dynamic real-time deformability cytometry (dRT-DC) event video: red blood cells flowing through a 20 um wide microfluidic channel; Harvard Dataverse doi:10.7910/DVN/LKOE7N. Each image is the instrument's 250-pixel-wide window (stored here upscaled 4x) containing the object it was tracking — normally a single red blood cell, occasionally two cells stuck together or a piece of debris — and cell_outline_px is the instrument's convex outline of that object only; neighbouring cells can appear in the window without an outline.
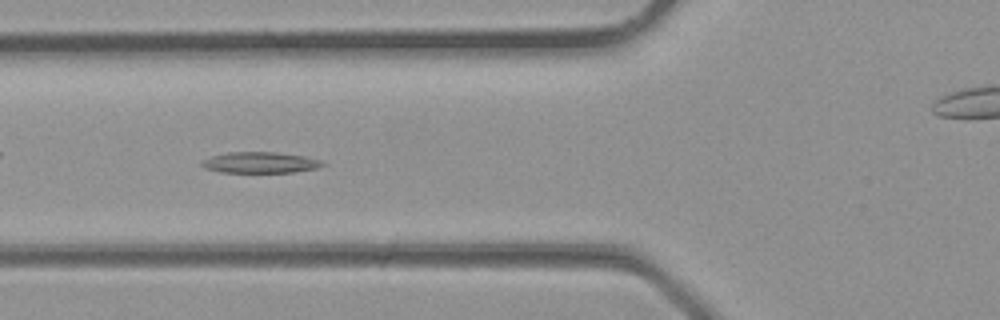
{"species": "common noctule bat (a hibernating species)", "species_latin": "Nyctalus noctula", "temperature_condition": "room temperature", "stored_images_in_passage": 27, "camera_frame_rate_fps": 3000, "um_per_image_px": 0.085, "animal": {"sex": "male", "body_mass_g": 23.1, "forearm_length_mm": 52.7}, "frame": {"image": 1, "passage_image": 5, "time_ms": 1.333, "image_size_px": [1000, 320], "cell_outline_px": [[328, 164], [316, 168], [292, 172], [220, 172], [204, 168], [200, 164], [200, 160], [212, 156], [228, 152], [276, 152], [304, 156], [320, 160]], "centroid_in_image_um": [22.08, 13.81], "position_along_channel_um": 103.7, "area_um2": 14.8}}
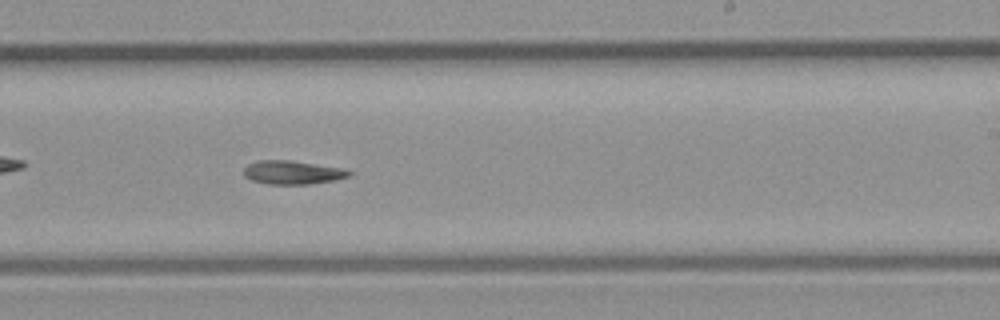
{"frame": {"image": 2, "passage_image": 13, "time_ms": 4.0, "image_size_px": [1000, 320], "cell_outline_px": [[352, 172], [348, 176], [336, 180], [308, 184], [268, 184], [252, 180], [244, 176], [244, 168], [248, 164], [260, 160], [288, 160], [344, 168]], "centroid_in_image_um": [24.86, 14.66], "position_along_channel_um": 264.1, "area_um2": 14.39}}
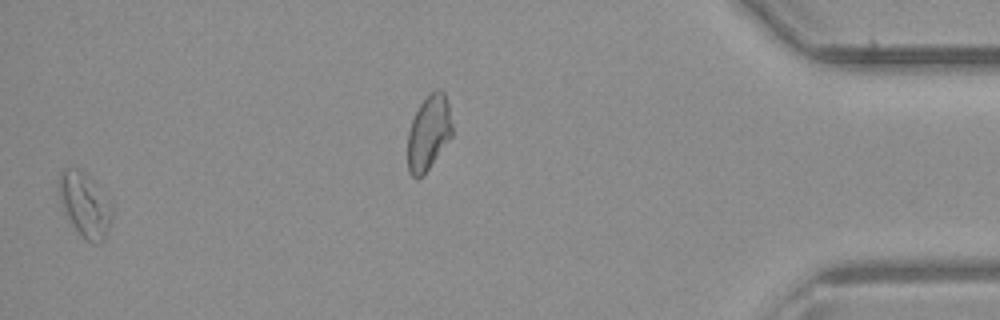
{"frame": {"image": 3, "passage_image": 26, "time_ms": 8.333, "image_size_px": [1000, 320], "cell_outline_px": [[112, 216], [104, 240], [100, 244], [92, 244], [84, 240], [72, 224], [60, 200], [56, 184], [60, 172], [64, 168], [76, 168], [84, 172], [112, 200]], "centroid_in_image_um": [7.22, 17.4], "position_along_channel_um": 428.0, "area_um2": 20.23}}